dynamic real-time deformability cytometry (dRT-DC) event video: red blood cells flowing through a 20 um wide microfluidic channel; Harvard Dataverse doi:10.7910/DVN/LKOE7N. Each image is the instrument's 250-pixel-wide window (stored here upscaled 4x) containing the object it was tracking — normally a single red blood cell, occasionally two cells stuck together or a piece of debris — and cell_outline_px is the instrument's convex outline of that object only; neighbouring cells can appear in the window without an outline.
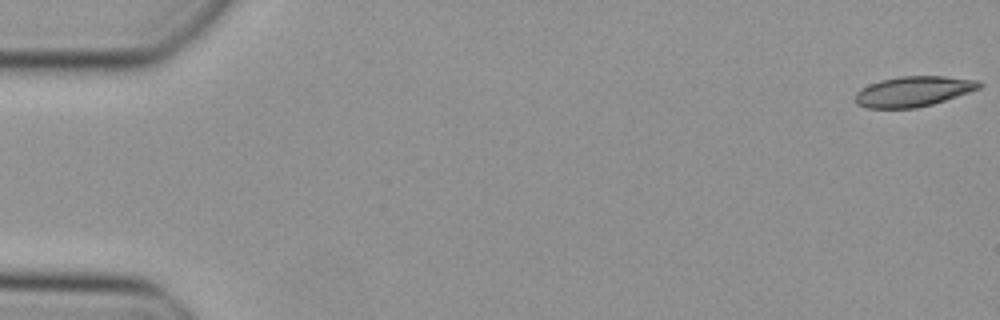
{"species": "Egyptian fruit bat (a non-hibernating species)", "species_latin": "Rousettus aegyptiacus", "temperature_condition": "cold", "stored_images_in_passage": 12, "camera_frame_rate_fps": 3000, "um_per_image_px": 0.085, "animal": {"sex": "female"}, "frame": {"image": 1, "passage_image": 1, "time_ms": 0.0, "image_size_px": [1000, 320], "cell_outline_px": [[984, 84], [980, 88], [932, 104], [916, 108], [864, 108], [856, 104], [856, 92], [860, 88], [868, 84], [880, 80], [900, 76], [944, 76], [980, 80]], "centroid_in_image_um": [77.62, 7.76], "position_along_channel_um": 7.4, "area_um2": 21.96}}